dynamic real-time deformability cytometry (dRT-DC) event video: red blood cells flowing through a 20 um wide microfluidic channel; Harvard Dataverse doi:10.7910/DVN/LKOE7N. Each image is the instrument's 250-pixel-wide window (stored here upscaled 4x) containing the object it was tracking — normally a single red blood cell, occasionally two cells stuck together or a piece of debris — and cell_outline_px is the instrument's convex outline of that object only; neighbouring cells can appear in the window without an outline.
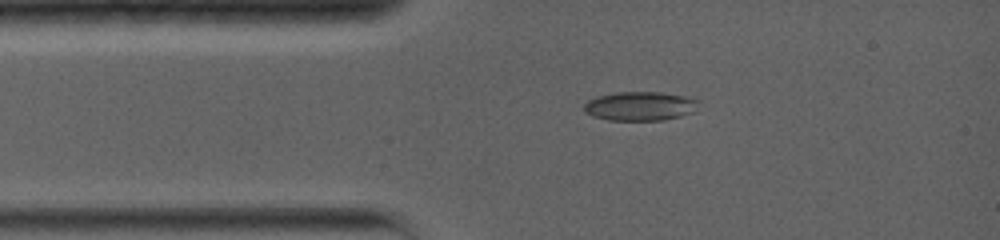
{"species": "common noctule bat (a hibernating species)", "species_latin": "Nyctalus noctula", "temperature_condition": "warm", "stored_images_in_passage": 6, "camera_frame_rate_fps": 5000, "um_per_image_px": 0.085, "animal": {"sex": "female", "body_mass_g": 19.0, "forearm_length_mm": 56.7}, "frame": {"image": 1, "passage_image": 3, "time_ms": 2.0, "image_size_px": [1000, 240], "cell_outline_px": [[700, 100], [696, 112], [664, 120], [608, 120], [592, 116], [584, 112], [584, 104], [588, 100], [596, 96], [616, 92], [660, 92], [684, 96]], "centroid_in_image_um": [54.42, 9.02], "position_along_channel_um": 30.6, "area_um2": 19.59}}
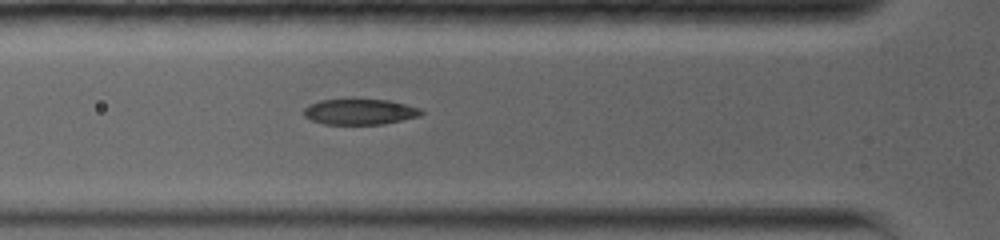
{"frame": {"image": 2, "passage_image": 5, "time_ms": 4.0, "image_size_px": [1000, 240], "cell_outline_px": [[424, 112], [420, 116], [384, 124], [324, 124], [312, 120], [304, 116], [304, 108], [308, 104], [320, 100], [352, 96], [388, 100], [420, 108]], "centroid_in_image_um": [30.55, 9.45], "position_along_channel_um": 95.3, "area_um2": 18.38}}
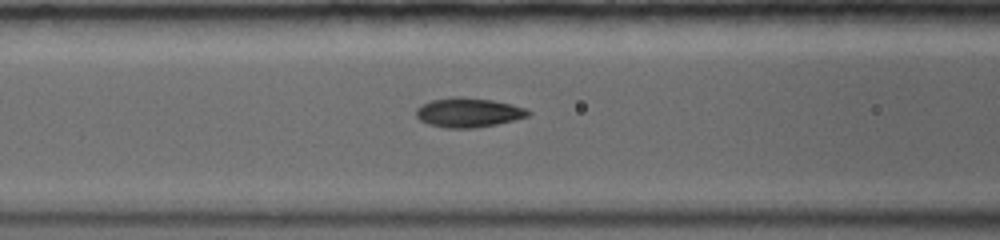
{"frame": {"image": 3, "passage_image": 6, "time_ms": 4.8, "image_size_px": [1000, 240], "cell_outline_px": [[532, 112], [528, 116], [496, 124], [472, 128], [448, 128], [428, 124], [420, 120], [416, 116], [416, 108], [420, 104], [432, 100], [452, 96], [460, 96], [492, 100], [528, 108]], "centroid_in_image_um": [39.79, 9.55], "position_along_channel_um": 126.8, "area_um2": 19.25}}